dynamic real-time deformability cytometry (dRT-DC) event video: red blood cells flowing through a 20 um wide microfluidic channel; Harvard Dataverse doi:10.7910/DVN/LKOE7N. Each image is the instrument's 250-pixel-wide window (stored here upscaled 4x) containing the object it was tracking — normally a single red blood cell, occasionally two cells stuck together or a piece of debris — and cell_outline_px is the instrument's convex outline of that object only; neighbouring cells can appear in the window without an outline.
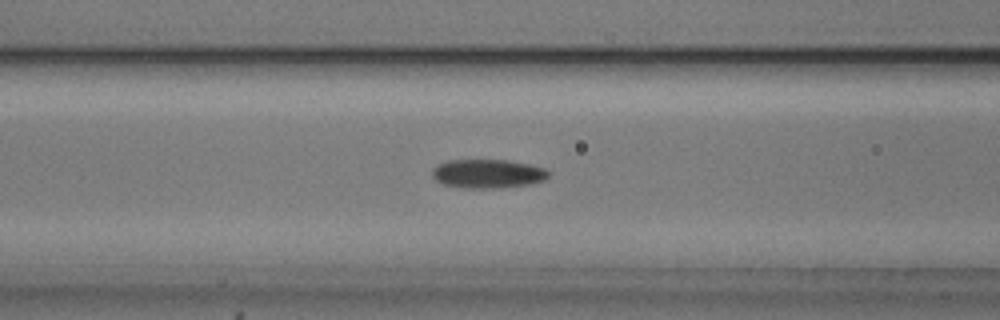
{"species": "common noctule bat (a hibernating species)", "species_latin": "Nyctalus noctula", "temperature_condition": "cold", "stored_images_in_passage": 53, "camera_frame_rate_fps": 3000, "um_per_image_px": 0.085, "animal": {"sex": "male", "body_mass_g": 20.5, "forearm_length_mm": 52.5}, "frame": {"image": 1, "passage_image": 21, "time_ms": 6.667, "image_size_px": [1000, 320], "cell_outline_px": [[552, 172], [544, 180], [532, 184], [496, 188], [460, 188], [444, 184], [436, 180], [432, 176], [432, 168], [436, 164], [448, 160], [508, 160], [528, 164], [544, 168]], "centroid_in_image_um": [41.45, 14.76], "position_along_channel_um": 125.2, "area_um2": 19.77}}
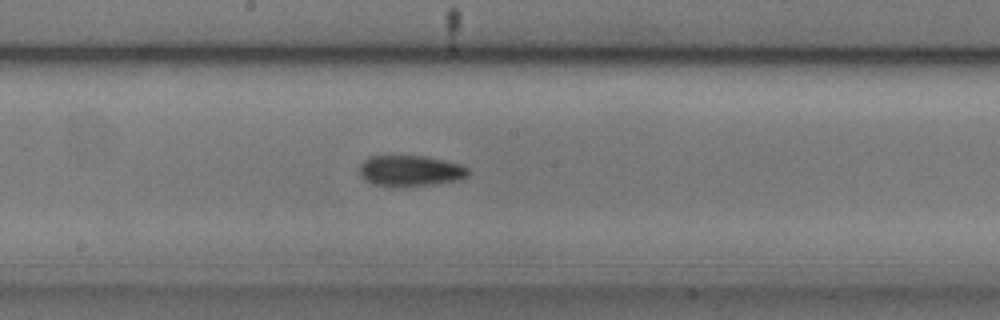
{"frame": {"image": 2, "passage_image": 28, "time_ms": 9.0, "image_size_px": [1000, 320], "cell_outline_px": [[468, 176], [460, 180], [432, 184], [400, 188], [372, 184], [364, 180], [360, 176], [360, 164], [368, 156], [424, 156], [444, 160], [460, 164], [468, 168]], "centroid_in_image_um": [34.85, 14.54], "position_along_channel_um": 213.4, "area_um2": 19.88}}
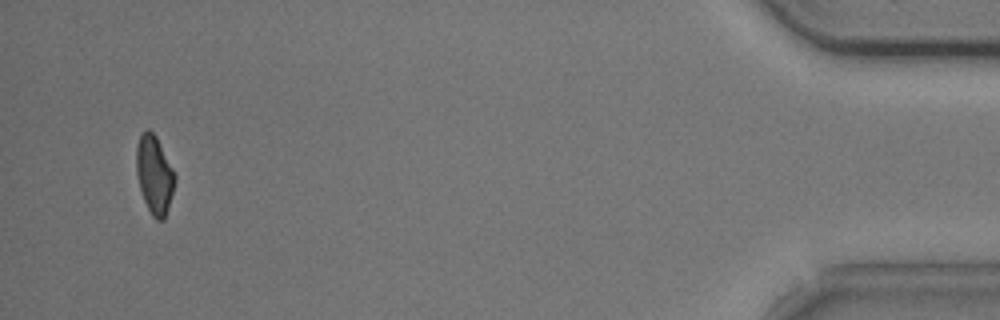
{"frame": {"image": 3, "passage_image": 51, "time_ms": 16.667, "image_size_px": [1000, 320], "cell_outline_px": [[176, 180], [164, 220], [156, 220], [152, 216], [144, 200], [140, 188], [136, 172], [136, 148], [140, 136], [148, 128], [156, 136], [176, 176]], "centroid_in_image_um": [13.12, 14.86], "position_along_channel_um": 422.1, "area_um2": 17.28}, "authors_computed_cell_mechanics": {"area_um2": 18.8428, "velocity_mm_per_s": 3.7677, "shape_relaxation_time_tau1_ms": 6.7213, "shape_relaxation_time_tau2_ms": 5.7048, "deformation_change_tau1": 0.1422, "deformation_change_tau2": 0.1223}}